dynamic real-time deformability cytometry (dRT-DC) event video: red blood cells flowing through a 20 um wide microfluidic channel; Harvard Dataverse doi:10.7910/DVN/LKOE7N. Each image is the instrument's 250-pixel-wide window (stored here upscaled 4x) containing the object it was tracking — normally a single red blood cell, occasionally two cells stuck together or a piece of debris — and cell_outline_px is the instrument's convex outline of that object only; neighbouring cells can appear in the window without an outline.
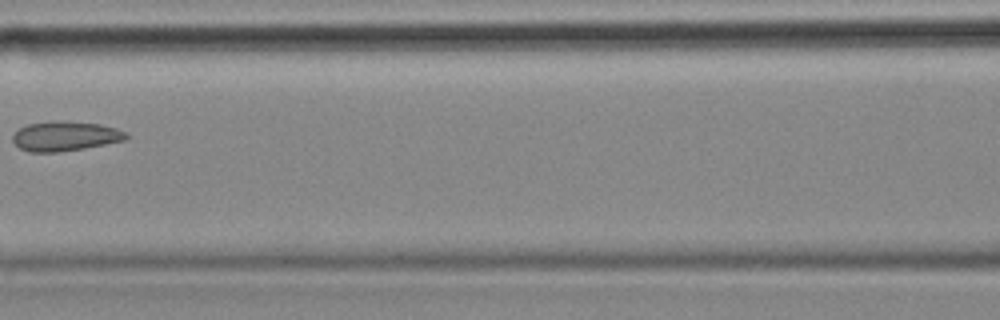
{"species": "common noctule bat (a hibernating species)", "species_latin": "Nyctalus noctula", "temperature_condition": "cold", "stored_images_in_passage": 8, "camera_frame_rate_fps": 3000, "um_per_image_px": 0.085, "animal": {"sex": "female", "body_mass_g": 18.4}, "frame": {"image": 1, "passage_image": 8, "time_ms": 2.333, "image_size_px": [1000, 320], "cell_outline_px": [[128, 136], [124, 140], [84, 148], [56, 152], [28, 152], [20, 148], [12, 140], [12, 136], [20, 128], [28, 124], [100, 124], [116, 128], [124, 132]], "centroid_in_image_um": [5.52, 11.63], "position_along_channel_um": 161.1, "area_um2": 18.32}}